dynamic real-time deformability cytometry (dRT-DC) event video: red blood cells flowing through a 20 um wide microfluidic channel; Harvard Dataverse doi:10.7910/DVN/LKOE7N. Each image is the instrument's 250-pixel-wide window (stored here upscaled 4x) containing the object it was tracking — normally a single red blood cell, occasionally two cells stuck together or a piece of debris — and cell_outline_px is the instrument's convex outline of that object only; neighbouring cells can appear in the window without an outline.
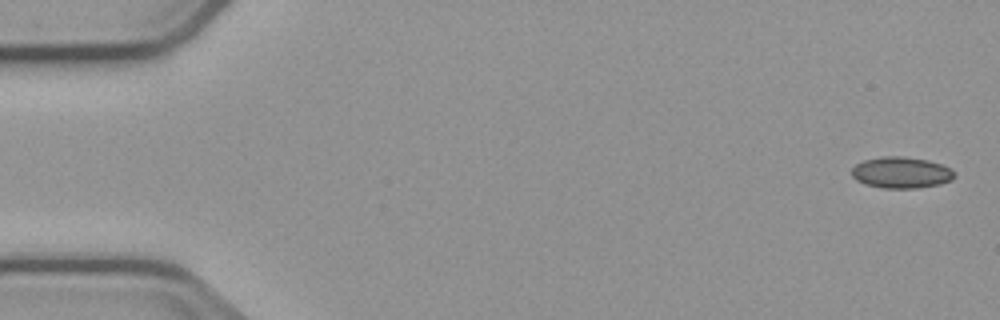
{"species": "common noctule bat (a hibernating species)", "species_latin": "Nyctalus noctula", "temperature_condition": "cold", "stored_images_in_passage": 5, "camera_frame_rate_fps": 3000, "um_per_image_px": 0.085, "animal": {"sex": "male", "body_mass_g": 23.1, "forearm_length_mm": 52.7}, "frame": {"image": 1, "passage_image": 5, "time_ms": 5.667, "image_size_px": [1000, 320], "cell_outline_px": [[956, 176], [952, 180], [940, 184], [916, 188], [880, 188], [864, 184], [856, 180], [852, 176], [852, 168], [856, 164], [864, 160], [880, 156], [904, 156], [928, 160], [952, 168], [956, 172]], "centroid_in_image_um": [76.62, 14.66], "position_along_channel_um": 8.4, "area_um2": 19.02}}